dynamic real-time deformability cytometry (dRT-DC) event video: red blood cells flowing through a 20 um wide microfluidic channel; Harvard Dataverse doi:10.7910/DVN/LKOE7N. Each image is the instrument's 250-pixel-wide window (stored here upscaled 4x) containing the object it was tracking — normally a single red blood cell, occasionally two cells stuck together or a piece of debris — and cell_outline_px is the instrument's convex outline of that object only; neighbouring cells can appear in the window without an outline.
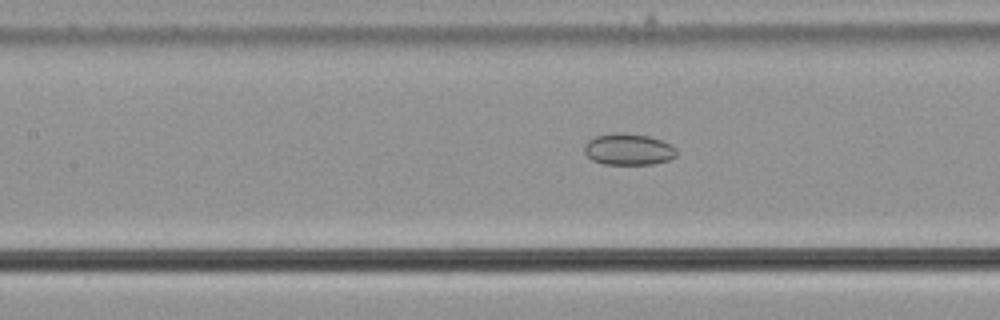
{"species": "common noctule bat (a hibernating species)", "species_latin": "Nyctalus noctula", "temperature_condition": "cold", "stored_images_in_passage": 14, "camera_frame_rate_fps": 3000, "um_per_image_px": 0.085, "animal": {"sex": "male", "body_mass_g": 21.5, "forearm_length_mm": 52.0}, "frame": {"image": 1, "passage_image": 12, "time_ms": 3.667, "image_size_px": [1000, 320], "cell_outline_px": [[676, 156], [668, 160], [652, 164], [604, 164], [592, 160], [584, 152], [584, 144], [588, 140], [596, 136], [612, 132], [620, 132], [648, 136], [672, 144], [676, 148]], "centroid_in_image_um": [53.4, 12.68], "position_along_channel_um": 154.0, "area_um2": 16.99}}